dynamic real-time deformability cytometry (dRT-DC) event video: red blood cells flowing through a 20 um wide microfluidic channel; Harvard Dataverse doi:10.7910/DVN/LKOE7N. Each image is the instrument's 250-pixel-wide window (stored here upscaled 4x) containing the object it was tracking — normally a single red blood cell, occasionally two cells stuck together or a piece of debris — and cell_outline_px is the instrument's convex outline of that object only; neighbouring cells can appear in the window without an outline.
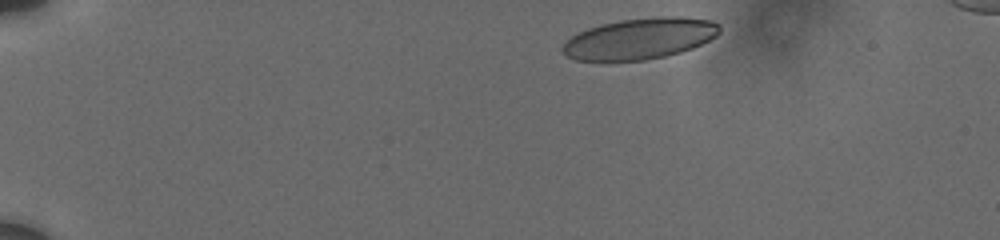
{"species": "human", "species_latin": "Homo sapiens", "temperature_condition": "cold", "stored_images_in_passage": 25, "camera_frame_rate_fps": 3000, "um_per_image_px": 0.085, "donor": {"sex": "male"}, "frame": {"image": 1, "passage_image": 1, "time_ms": 0.0, "image_size_px": [1000, 240], "cell_outline_px": [[720, 32], [716, 36], [692, 48], [680, 52], [664, 56], [644, 60], [576, 60], [568, 56], [560, 48], [572, 36], [588, 28], [600, 24], [620, 20], [656, 16], [680, 16], [712, 20], [720, 24]], "centroid_in_image_um": [54.42, 3.26], "position_along_channel_um": 30.6, "area_um2": 37.4}}
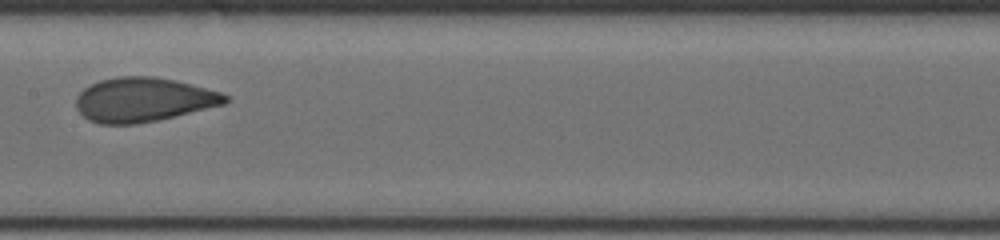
{"frame": {"image": 2, "passage_image": 15, "time_ms": 7.0, "image_size_px": [1000, 240], "cell_outline_px": [[228, 100], [224, 104], [156, 120], [136, 124], [100, 124], [88, 120], [76, 108], [76, 96], [84, 88], [100, 80], [116, 76], [152, 76], [176, 80], [192, 84], [220, 92], [228, 96]], "centroid_in_image_um": [12.15, 8.46], "position_along_channel_um": 195.3, "area_um2": 38.26}}
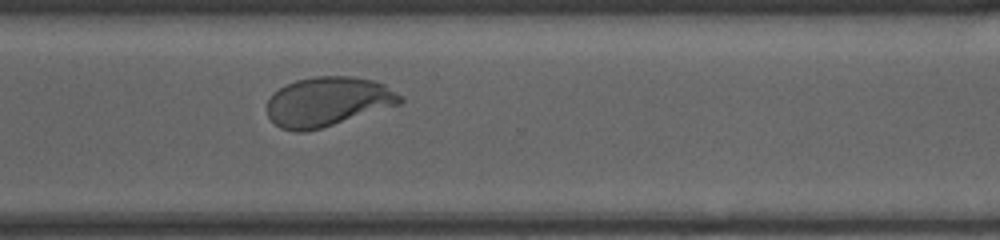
{"frame": {"image": 3, "passage_image": 25, "time_ms": 11.0, "image_size_px": [1000, 240], "cell_outline_px": [[404, 100], [400, 104], [320, 128], [304, 132], [296, 132], [280, 128], [268, 116], [268, 100], [272, 92], [296, 80], [316, 76], [352, 76], [372, 80], [384, 84], [404, 96]], "centroid_in_image_um": [27.87, 8.63], "position_along_channel_um": 342.7, "area_um2": 38.15}}